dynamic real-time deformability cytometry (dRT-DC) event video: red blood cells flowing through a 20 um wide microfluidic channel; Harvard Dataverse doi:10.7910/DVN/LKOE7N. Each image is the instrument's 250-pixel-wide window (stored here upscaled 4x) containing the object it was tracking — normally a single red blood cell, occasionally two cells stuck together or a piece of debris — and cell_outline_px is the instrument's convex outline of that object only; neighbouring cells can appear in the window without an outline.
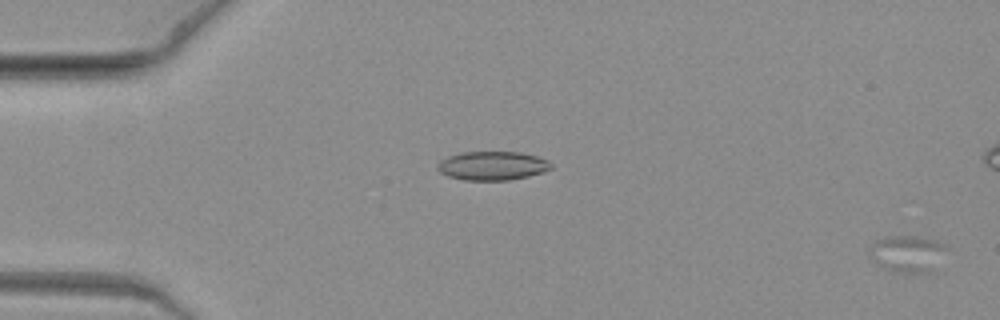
{"species": "common noctule bat (a hibernating species)", "species_latin": "Nyctalus noctula", "temperature_condition": "warm", "stored_images_in_passage": 4, "segment_of_instrument_passage": [2, 2], "camera_frame_rate_fps": 3000, "um_per_image_px": 0.085, "animal": {"sex": "female", "body_mass_g": 19.3, "forearm_length_mm": 54.1}, "frame": {"image": 1, "passage_image": 4, "time_ms": 1.0, "image_size_px": [1000, 320], "cell_outline_px": [[948, 248], [932, 272], [920, 276], [892, 272], [876, 264], [868, 256], [868, 248], [876, 240], [884, 236], [912, 236], [936, 240], [944, 244]], "centroid_in_image_um": [77.1, 21.61], "position_along_channel_um": 7.9, "area_um2": 17.28}}